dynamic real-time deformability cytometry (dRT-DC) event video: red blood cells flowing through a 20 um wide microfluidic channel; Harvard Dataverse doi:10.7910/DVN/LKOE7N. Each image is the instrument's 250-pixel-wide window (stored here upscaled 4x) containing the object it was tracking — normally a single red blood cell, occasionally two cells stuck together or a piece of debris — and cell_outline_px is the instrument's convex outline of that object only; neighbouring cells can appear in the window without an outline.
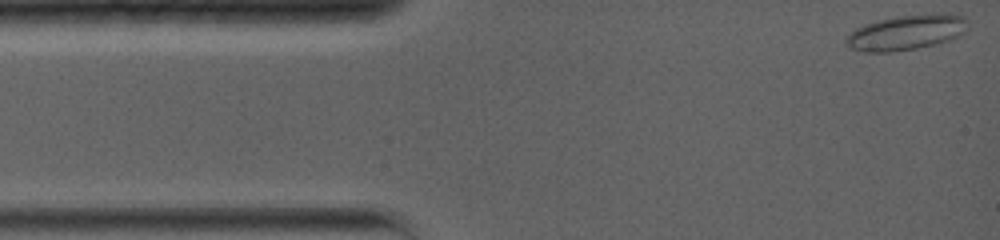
{"species": "common noctule bat (a hibernating species)", "species_latin": "Nyctalus noctula", "temperature_condition": "warm", "stored_images_in_passage": 7, "camera_frame_rate_fps": 5000, "um_per_image_px": 0.085, "animal": {"sex": "female", "body_mass_g": 19.0, "forearm_length_mm": 56.7}, "frame": {"image": 1, "passage_image": 1, "time_ms": 0.0, "image_size_px": [1000, 240], "cell_outline_px": [[968, 20], [964, 32], [960, 36], [952, 40], [936, 44], [916, 48], [892, 52], [864, 52], [852, 48], [844, 44], [844, 40], [856, 28], [864, 24], [880, 20], [900, 16], [944, 12], [964, 16]], "centroid_in_image_um": [77.08, 2.76], "position_along_channel_um": 7.9, "area_um2": 25.03}}
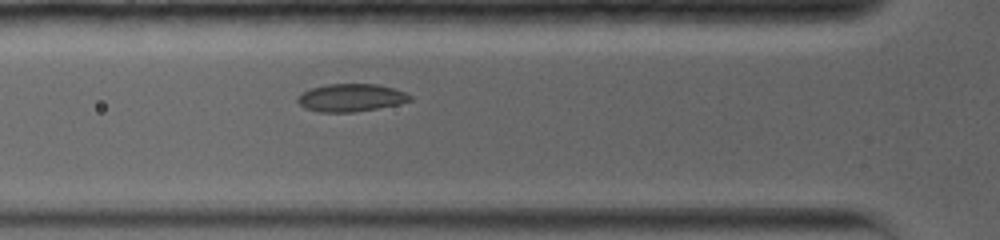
{"frame": {"image": 2, "passage_image": 5, "time_ms": 4.2, "image_size_px": [1000, 240], "cell_outline_px": [[412, 100], [396, 104], [356, 112], [320, 112], [304, 108], [296, 100], [304, 92], [312, 88], [328, 84], [376, 84], [392, 88], [404, 92], [412, 96]], "centroid_in_image_um": [29.82, 8.31], "position_along_channel_um": 96.0, "area_um2": 17.86}}
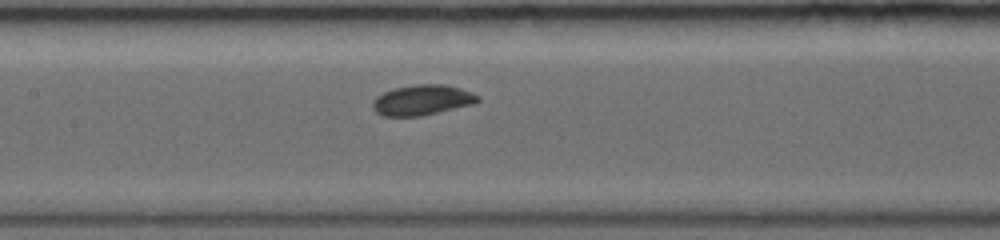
{"frame": {"image": 3, "passage_image": 7, "time_ms": 6.2, "image_size_px": [1000, 240], "cell_outline_px": [[480, 100], [476, 104], [420, 116], [384, 116], [376, 112], [372, 108], [372, 100], [376, 96], [392, 88], [416, 84], [444, 84], [460, 88], [472, 92], [480, 96]], "centroid_in_image_um": [35.9, 8.5], "position_along_channel_um": 171.5, "area_um2": 18.84}}